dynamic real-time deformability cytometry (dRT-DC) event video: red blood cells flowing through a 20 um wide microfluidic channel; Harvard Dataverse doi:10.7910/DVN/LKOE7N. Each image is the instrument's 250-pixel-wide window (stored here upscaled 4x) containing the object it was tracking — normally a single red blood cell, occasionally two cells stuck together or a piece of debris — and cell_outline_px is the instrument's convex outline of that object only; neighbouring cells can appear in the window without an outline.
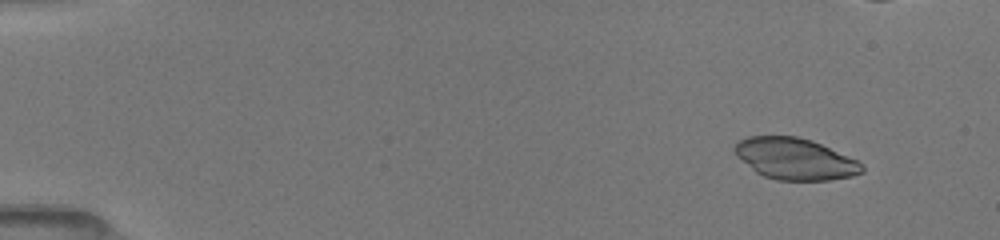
{"species": "common noctule bat (a hibernating species)", "species_latin": "Nyctalus noctula", "temperature_condition": "room temperature", "stored_images_in_passage": 90, "camera_frame_rate_fps": 3000, "um_per_image_px": 0.085, "animal": {"sex": "female", "body_mass_g": 19.5, "forearm_length_mm": 54.1}, "frame": {"image": 1, "passage_image": 1, "time_ms": 0.0, "image_size_px": [1000, 240], "cell_outline_px": [[864, 172], [852, 176], [828, 180], [776, 180], [764, 176], [756, 172], [736, 156], [732, 152], [732, 148], [740, 140], [748, 136], [796, 136], [812, 140], [856, 160], [864, 164]], "centroid_in_image_um": [67.55, 13.5], "position_along_channel_um": 17.4, "area_um2": 30.75}}